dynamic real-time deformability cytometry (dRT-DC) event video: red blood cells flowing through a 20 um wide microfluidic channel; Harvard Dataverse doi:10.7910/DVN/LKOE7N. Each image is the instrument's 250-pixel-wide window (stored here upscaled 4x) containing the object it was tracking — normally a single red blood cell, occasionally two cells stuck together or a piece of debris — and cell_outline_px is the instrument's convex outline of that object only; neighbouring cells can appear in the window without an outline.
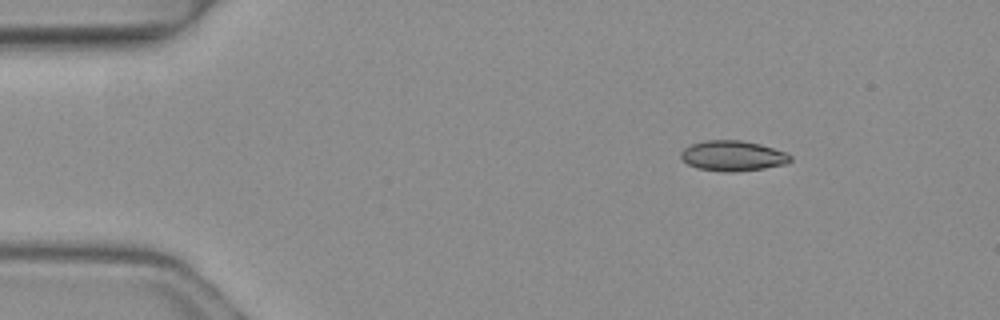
{"species": "common noctule bat (a hibernating species)", "species_latin": "Nyctalus noctula", "temperature_condition": "warm", "stored_images_in_passage": 4, "camera_frame_rate_fps": 3000, "um_per_image_px": 0.085, "animal": {"sex": "female", "body_mass_g": 19.3, "forearm_length_mm": 54.1}, "frame": {"image": 1, "passage_image": 2, "time_ms": 0.333, "image_size_px": [1000, 320], "cell_outline_px": [[792, 160], [784, 164], [764, 168], [736, 172], [724, 172], [696, 168], [688, 164], [680, 156], [680, 152], [684, 148], [692, 144], [704, 140], [740, 140], [760, 144], [784, 152], [792, 156]], "centroid_in_image_um": [62.26, 13.25], "position_along_channel_um": 22.7, "area_um2": 19.31}}
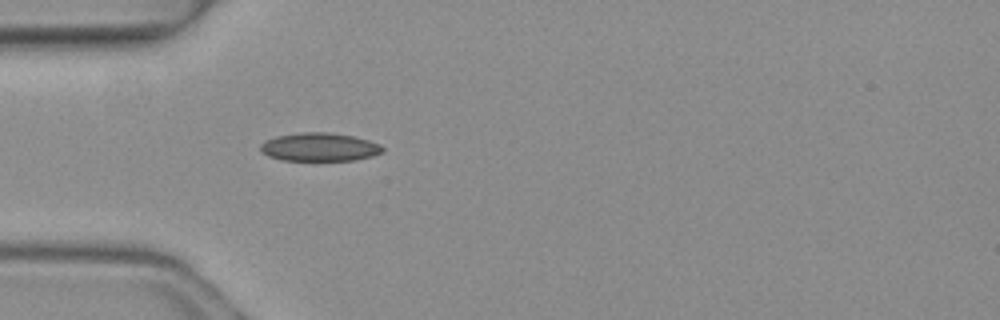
{"frame": {"image": 2, "passage_image": 4, "time_ms": 1.0, "image_size_px": [1000, 320], "cell_outline_px": [[384, 152], [372, 156], [356, 160], [280, 160], [268, 156], [260, 152], [260, 144], [276, 136], [300, 132], [328, 132], [352, 136], [368, 140], [380, 144], [384, 148]], "centroid_in_image_um": [27.16, 12.5], "position_along_channel_um": 57.8, "area_um2": 20.23}}